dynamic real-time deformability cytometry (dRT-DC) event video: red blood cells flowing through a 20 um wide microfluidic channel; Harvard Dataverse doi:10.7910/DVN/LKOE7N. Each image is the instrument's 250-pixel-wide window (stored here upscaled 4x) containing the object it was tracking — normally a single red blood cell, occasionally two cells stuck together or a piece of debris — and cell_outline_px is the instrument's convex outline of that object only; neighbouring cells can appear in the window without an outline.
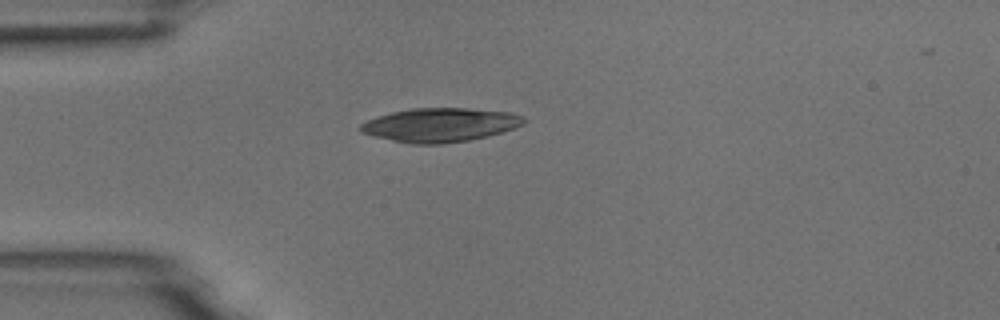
{"species": "common noctule bat (a hibernating species)", "species_latin": "Nyctalus noctula", "temperature_condition": "room temperature", "stored_images_in_passage": 41, "camera_frame_rate_fps": 3000, "um_per_image_px": 0.085, "animal": {"sex": "male", "body_mass_g": 18.8}, "frame": {"image": 1, "passage_image": 1, "time_ms": 0.0, "image_size_px": [1000, 320], "cell_outline_px": [[528, 120], [524, 124], [488, 136], [468, 140], [440, 144], [412, 144], [392, 140], [360, 132], [360, 124], [376, 116], [392, 112], [412, 108], [464, 108], [508, 112], [524, 116]], "centroid_in_image_um": [37.41, 10.61], "position_along_channel_um": 47.6, "area_um2": 32.02}}
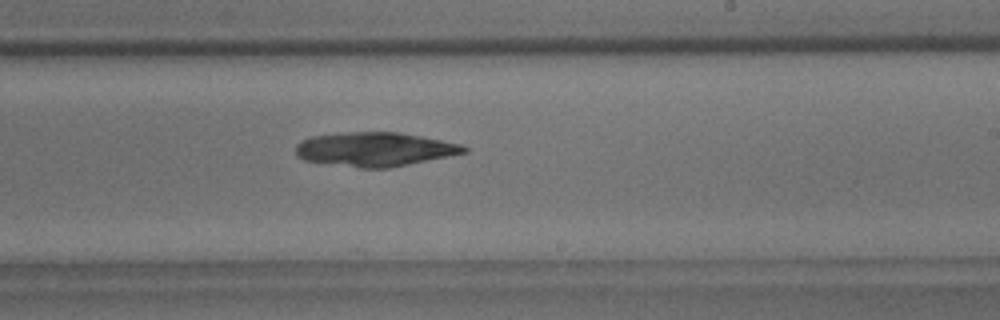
{"frame": {"image": 2, "passage_image": 19, "time_ms": 6.0, "image_size_px": [1000, 320], "cell_outline_px": [[468, 152], [388, 168], [360, 168], [304, 160], [296, 156], [296, 144], [300, 140], [312, 136], [344, 132], [400, 132], [460, 144], [468, 148]], "centroid_in_image_um": [31.81, 12.68], "position_along_channel_um": 257.2, "area_um2": 33.23}}
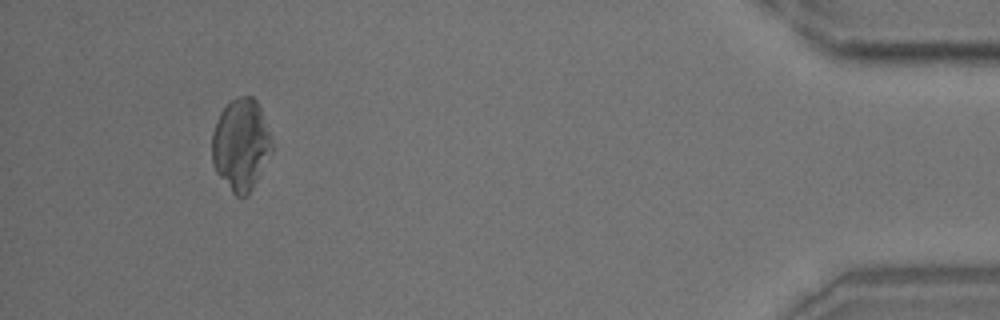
{"frame": {"image": 3, "passage_image": 37, "time_ms": 12.0, "image_size_px": [1000, 320], "cell_outline_px": [[272, 152], [248, 196], [236, 196], [232, 192], [216, 172], [212, 164], [212, 132], [216, 120], [220, 112], [232, 100], [240, 96], [252, 96], [256, 100], [260, 108], [272, 136]], "centroid_in_image_um": [20.48, 12.3], "position_along_channel_um": 414.7, "area_um2": 32.08}}